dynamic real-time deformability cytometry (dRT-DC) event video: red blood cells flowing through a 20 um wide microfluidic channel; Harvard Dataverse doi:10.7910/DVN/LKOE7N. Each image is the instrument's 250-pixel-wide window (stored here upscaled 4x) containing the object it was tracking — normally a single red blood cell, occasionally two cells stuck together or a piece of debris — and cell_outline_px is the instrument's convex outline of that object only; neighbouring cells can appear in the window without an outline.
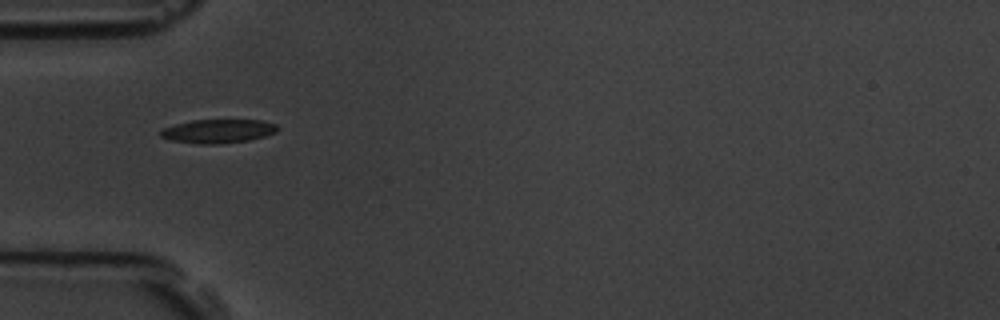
{"species": "common noctule bat (a hibernating species)", "species_latin": "Nyctalus noctula", "temperature_condition": "room temperature", "stored_images_in_passage": 8, "camera_frame_rate_fps": 3000, "um_per_image_px": 0.085, "animal": {"sex": "male", "body_mass_g": 19.5, "forearm_length_mm": 54.6}, "frame": {"image": 1, "passage_image": 5, "time_ms": 5.667, "image_size_px": [1000, 320], "cell_outline_px": [[280, 128], [276, 132], [264, 136], [248, 140], [216, 144], [196, 144], [172, 140], [160, 136], [160, 132], [164, 128], [176, 124], [192, 120], [260, 120], [276, 124]], "centroid_in_image_um": [18.55, 11.14], "position_along_channel_um": 66.4, "area_um2": 16.07}}
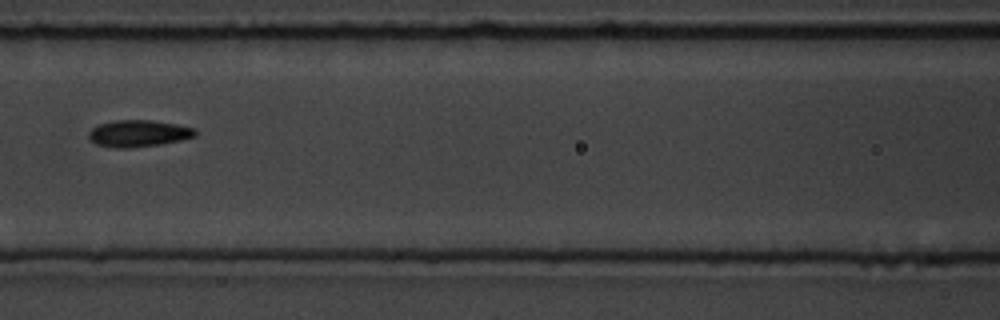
{"frame": {"image": 2, "passage_image": 7, "time_ms": 8.0, "image_size_px": [1000, 320], "cell_outline_px": [[196, 136], [180, 140], [160, 144], [128, 148], [116, 148], [96, 144], [88, 136], [88, 132], [92, 128], [100, 124], [116, 120], [152, 120], [176, 124], [196, 128]], "centroid_in_image_um": [11.78, 11.34], "position_along_channel_um": 154.8, "area_um2": 16.53}}
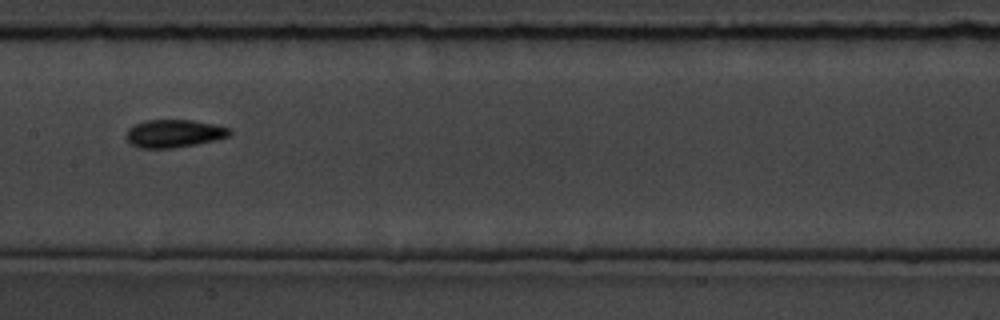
{"frame": {"image": 3, "passage_image": 8, "time_ms": 9.0, "image_size_px": [1000, 320], "cell_outline_px": [[232, 132], [228, 136], [196, 144], [172, 148], [140, 148], [132, 144], [124, 136], [128, 128], [132, 124], [144, 120], [192, 120], [216, 124], [232, 128]], "centroid_in_image_um": [14.76, 11.33], "position_along_channel_um": 192.6, "area_um2": 16.94}}